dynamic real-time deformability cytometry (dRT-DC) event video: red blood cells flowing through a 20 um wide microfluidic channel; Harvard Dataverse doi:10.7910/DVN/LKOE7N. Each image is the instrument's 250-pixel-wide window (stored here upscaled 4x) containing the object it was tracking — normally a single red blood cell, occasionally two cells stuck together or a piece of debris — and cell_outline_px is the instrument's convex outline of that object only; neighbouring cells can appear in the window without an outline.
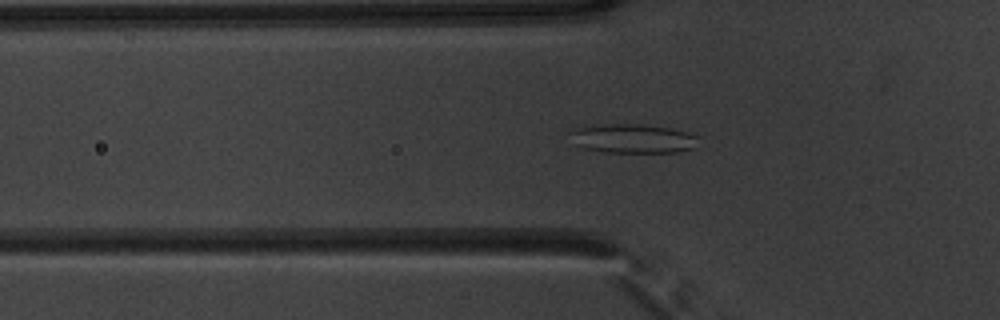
{"species": "common noctule bat (a hibernating species)", "species_latin": "Nyctalus noctula", "temperature_condition": "warm", "stored_images_in_passage": 48, "camera_frame_rate_fps": 3000, "um_per_image_px": 0.085, "animal": {"sex": "male", "body_mass_g": 20.1, "forearm_length_mm": 53.5}, "frame": {"image": 1, "passage_image": 14, "time_ms": 4.333, "image_size_px": [1000, 320], "cell_outline_px": [[700, 136], [696, 148], [676, 152], [608, 152], [584, 148], [572, 144], [568, 132], [584, 124], [640, 124], [668, 128], [688, 132]], "centroid_in_image_um": [53.75, 11.76], "position_along_channel_um": 72.1, "area_um2": 22.25}}
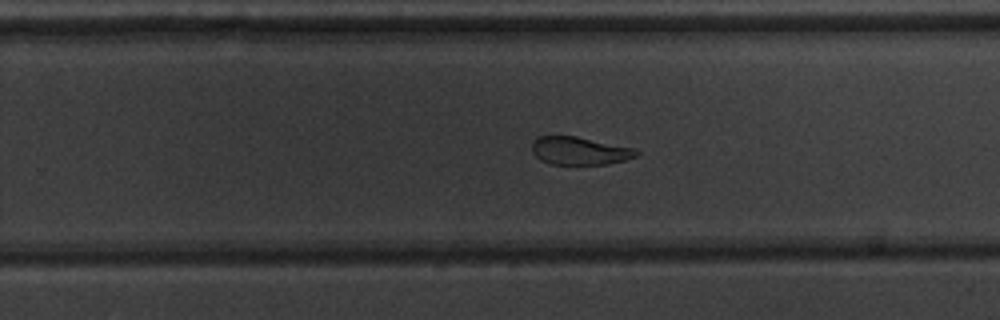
{"frame": {"image": 2, "passage_image": 30, "time_ms": 9.667, "image_size_px": [1000, 320], "cell_outline_px": [[640, 156], [608, 164], [548, 164], [540, 160], [532, 152], [532, 144], [540, 136], [576, 136], [636, 148], [640, 152]], "centroid_in_image_um": [49.32, 12.82], "position_along_channel_um": 280.5, "area_um2": 17.11}}
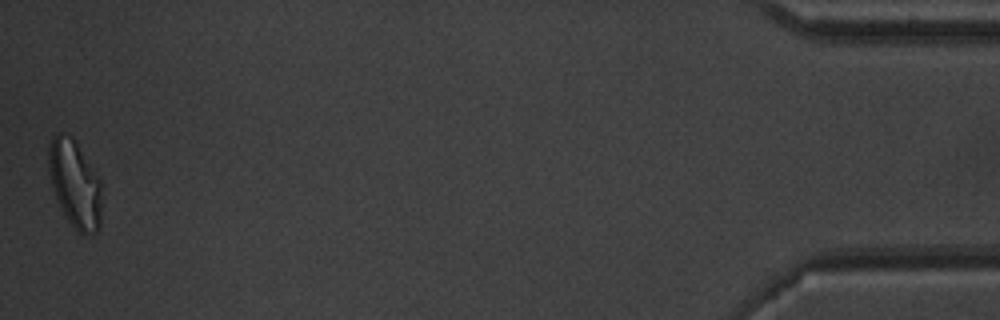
{"frame": {"image": 3, "passage_image": 48, "time_ms": 15.667, "image_size_px": [1000, 320], "cell_outline_px": [[100, 228], [96, 232], [88, 236], [80, 236], [68, 220], [56, 196], [52, 184], [48, 168], [48, 144], [52, 136], [56, 132], [60, 132], [72, 136], [100, 180]], "centroid_in_image_um": [6.35, 15.64], "position_along_channel_um": 428.9, "area_um2": 26.88}, "authors_computed_cell_mechanics": {"area_um2": 21.5016, "velocity_mm_per_s": 3.9047, "shape_relaxation_time_tau1_ms": 6.7095, "shape_relaxation_time_tau2_ms": 2.1009, "deformation_change_tau1": 0.1714, "deformation_change_tau2": 0.0879}}